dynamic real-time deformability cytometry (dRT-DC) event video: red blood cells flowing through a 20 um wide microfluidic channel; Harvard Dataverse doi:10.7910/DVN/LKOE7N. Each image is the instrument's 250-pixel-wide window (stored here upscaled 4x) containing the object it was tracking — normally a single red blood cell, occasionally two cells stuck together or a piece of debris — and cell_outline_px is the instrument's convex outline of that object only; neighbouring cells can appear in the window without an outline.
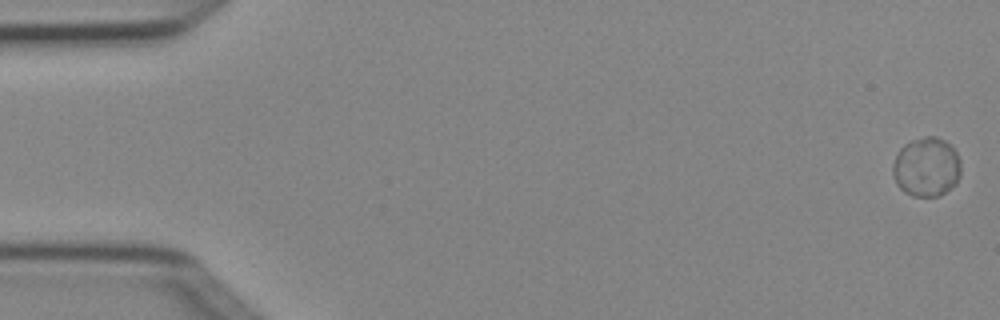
{"species": "Egyptian fruit bat (a non-hibernating species)", "species_latin": "Rousettus aegyptiacus", "temperature_condition": "cold", "stored_images_in_passage": 4, "camera_frame_rate_fps": 3000, "um_per_image_px": 0.085, "animal": {"sex": "female"}, "frame": {"image": 1, "passage_image": 1, "time_ms": 0.0, "image_size_px": [1000, 320], "cell_outline_px": [[960, 176], [956, 184], [940, 196], [912, 196], [904, 192], [896, 184], [892, 172], [892, 164], [900, 148], [904, 144], [912, 140], [924, 136], [936, 136], [944, 140], [956, 152], [960, 160]], "centroid_in_image_um": [78.74, 14.2], "position_along_channel_um": 6.3, "area_um2": 23.7}}